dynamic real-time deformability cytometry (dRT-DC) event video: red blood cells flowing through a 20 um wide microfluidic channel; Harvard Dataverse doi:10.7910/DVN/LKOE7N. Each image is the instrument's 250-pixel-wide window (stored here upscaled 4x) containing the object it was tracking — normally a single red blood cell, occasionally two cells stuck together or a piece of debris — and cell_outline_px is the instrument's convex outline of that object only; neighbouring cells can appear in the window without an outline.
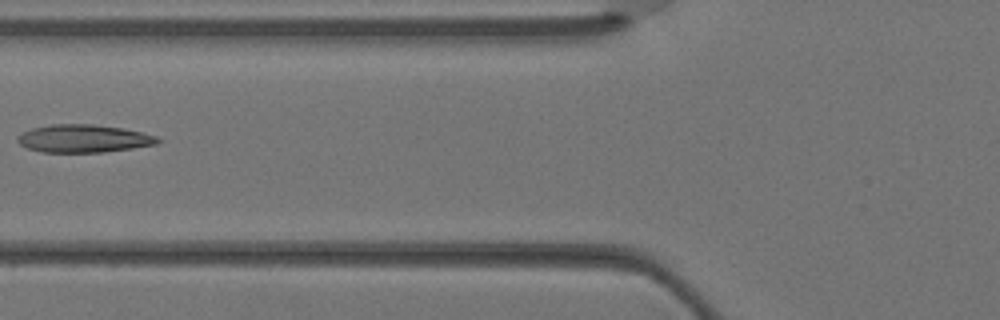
{"species": "Egyptian fruit bat (a non-hibernating species)", "species_latin": "Rousettus aegyptiacus", "temperature_condition": "warm", "stored_images_in_passage": 2, "camera_frame_rate_fps": 3000, "um_per_image_px": 0.085, "animal": {"sex": "female"}, "frame": {"image": 1, "passage_image": 2, "time_ms": 0.333, "image_size_px": [1000, 320], "cell_outline_px": [[164, 140], [156, 144], [132, 148], [104, 152], [44, 152], [28, 148], [20, 144], [16, 140], [16, 136], [32, 128], [52, 124], [92, 124], [124, 128], [156, 136]], "centroid_in_image_um": [7.12, 11.77], "position_along_channel_um": 118.7, "area_um2": 22.72}}